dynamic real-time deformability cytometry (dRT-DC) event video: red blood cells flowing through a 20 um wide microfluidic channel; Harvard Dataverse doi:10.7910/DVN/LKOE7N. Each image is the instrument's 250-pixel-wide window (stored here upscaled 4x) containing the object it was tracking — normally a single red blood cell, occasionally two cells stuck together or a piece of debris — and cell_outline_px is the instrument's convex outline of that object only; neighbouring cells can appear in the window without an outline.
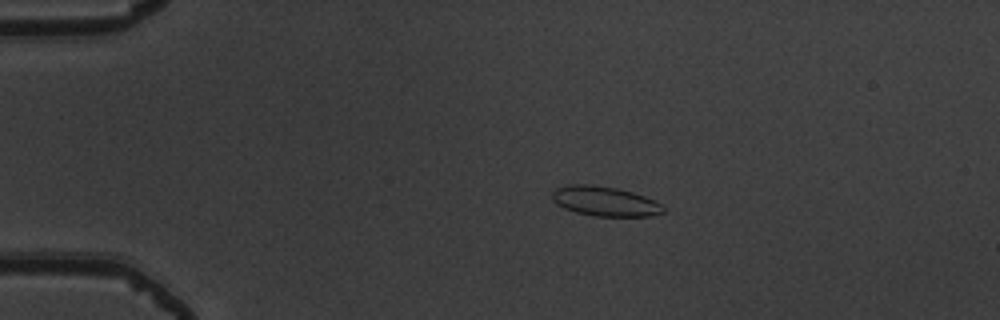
{"species": "common noctule bat (a hibernating species)", "species_latin": "Nyctalus noctula", "temperature_condition": "warm", "stored_images_in_passage": 6, "camera_frame_rate_fps": 3000, "um_per_image_px": 0.085, "animal": {"sex": "male", "body_mass_g": 19.5, "forearm_length_mm": 54.6}, "frame": {"image": 1, "passage_image": 3, "time_ms": 0.667, "image_size_px": [1000, 320], "cell_outline_px": [[664, 212], [652, 216], [596, 216], [576, 212], [564, 208], [556, 204], [552, 200], [552, 192], [556, 188], [568, 184], [592, 184], [616, 188], [632, 192], [644, 196], [660, 204], [664, 208]], "centroid_in_image_um": [51.37, 17.1], "position_along_channel_um": 33.6, "area_um2": 19.19}}